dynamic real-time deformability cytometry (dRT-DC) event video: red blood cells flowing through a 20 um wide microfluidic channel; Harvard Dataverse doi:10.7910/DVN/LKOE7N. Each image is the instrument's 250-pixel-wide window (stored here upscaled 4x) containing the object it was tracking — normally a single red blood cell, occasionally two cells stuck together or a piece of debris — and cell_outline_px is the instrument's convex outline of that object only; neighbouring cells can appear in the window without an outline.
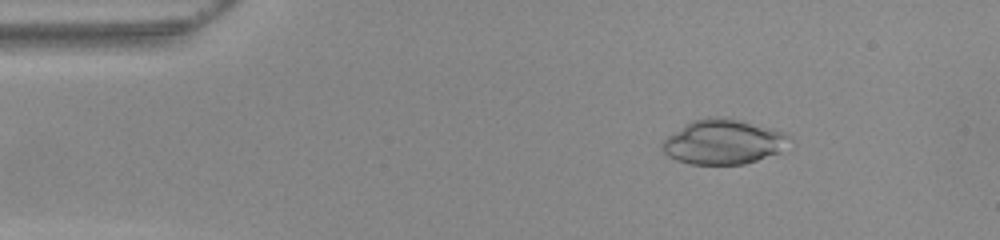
{"species": "common noctule bat (a hibernating species)", "species_latin": "Nyctalus noctula", "temperature_condition": "warm", "stored_images_in_passage": 51, "camera_frame_rate_fps": 3000, "um_per_image_px": 0.085, "animal": {"sex": "female", "body_mass_g": 22.0, "forearm_length_mm": 56.7}, "frame": {"image": 1, "passage_image": 7, "time_ms": 2.0, "image_size_px": [1000, 240], "cell_outline_px": [[792, 136], [780, 152], [744, 164], [688, 164], [676, 160], [668, 156], [660, 148], [660, 144], [668, 136], [692, 120], [708, 116], [728, 116], [772, 128], [784, 132]], "centroid_in_image_um": [61.47, 12.04], "position_along_channel_um": 23.5, "area_um2": 33.41}}
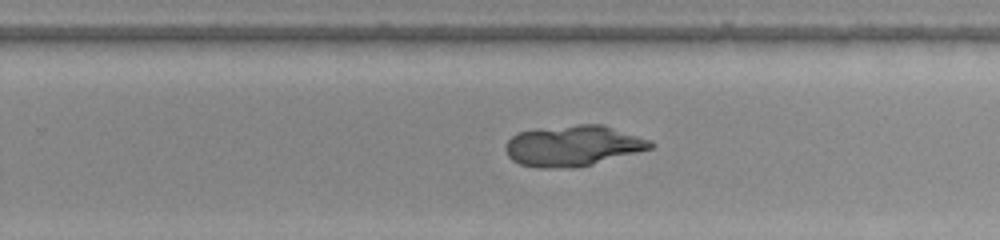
{"frame": {"image": 2, "passage_image": 32, "time_ms": 10.333, "image_size_px": [1000, 240], "cell_outline_px": [[656, 144], [652, 148], [592, 164], [572, 168], [540, 168], [520, 164], [512, 160], [508, 156], [504, 148], [508, 140], [516, 132], [580, 124], [604, 124], [648, 140]], "centroid_in_image_um": [48.67, 12.4], "position_along_channel_um": 281.1, "area_um2": 34.1}}
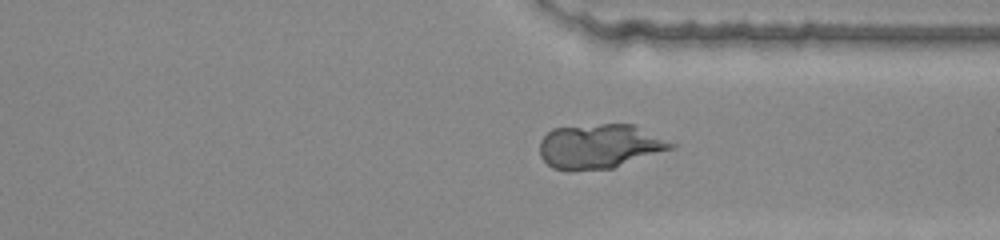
{"frame": {"image": 3, "passage_image": 38, "time_ms": 12.333, "image_size_px": [1000, 240], "cell_outline_px": [[676, 144], [672, 148], [612, 168], [572, 172], [568, 172], [552, 168], [540, 156], [540, 140], [552, 128], [600, 124], [632, 124]], "centroid_in_image_um": [50.89, 12.45], "position_along_channel_um": 360.5, "area_um2": 33.93}}